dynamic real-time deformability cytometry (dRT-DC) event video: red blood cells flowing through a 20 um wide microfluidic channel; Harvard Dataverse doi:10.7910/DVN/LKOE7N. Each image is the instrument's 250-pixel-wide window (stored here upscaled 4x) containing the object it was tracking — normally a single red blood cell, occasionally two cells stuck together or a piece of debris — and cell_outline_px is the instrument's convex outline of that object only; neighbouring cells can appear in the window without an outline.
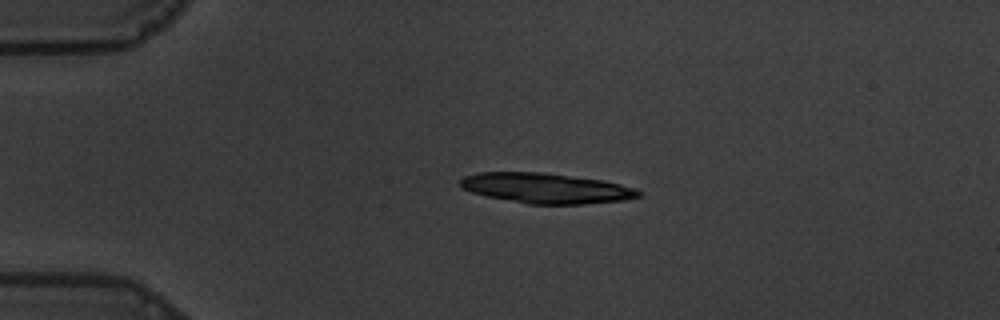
{"species": "common noctule bat (a hibernating species)", "species_latin": "Nyctalus noctula", "temperature_condition": "warm", "stored_images_in_passage": 6, "camera_frame_rate_fps": 3000, "um_per_image_px": 0.085, "animal": {"sex": "male", "body_mass_g": 19.5, "forearm_length_mm": 54.6}, "frame": {"image": 1, "passage_image": 1, "time_ms": 0.0, "image_size_px": [1000, 320], "cell_outline_px": [[644, 192], [640, 196], [624, 200], [584, 204], [528, 204], [484, 196], [460, 188], [460, 180], [464, 176], [480, 172], [540, 172], [604, 180], [636, 188]], "centroid_in_image_um": [46.42, 16.0], "position_along_channel_um": 38.6, "area_um2": 31.56}}